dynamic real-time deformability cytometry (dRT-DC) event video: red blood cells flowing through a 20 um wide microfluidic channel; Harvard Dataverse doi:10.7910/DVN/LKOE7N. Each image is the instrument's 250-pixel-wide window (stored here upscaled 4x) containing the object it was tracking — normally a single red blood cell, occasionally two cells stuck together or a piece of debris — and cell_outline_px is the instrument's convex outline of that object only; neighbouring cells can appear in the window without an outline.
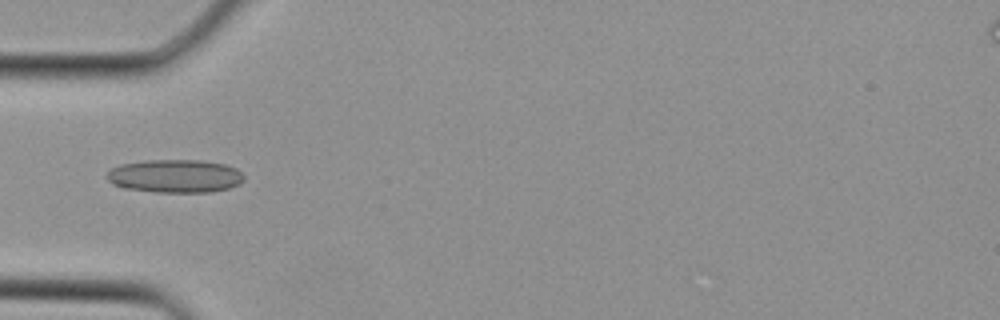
{"species": "Egyptian fruit bat (a non-hibernating species)", "species_latin": "Rousettus aegyptiacus", "temperature_condition": "cold", "stored_images_in_passage": 1, "camera_frame_rate_fps": 3000, "um_per_image_px": 0.085, "animal": {"sex": "female"}, "frame": {"image": 1, "passage_image": 1, "time_ms": 0.0, "image_size_px": [1000, 320], "cell_outline_px": [[244, 180], [240, 184], [228, 188], [208, 192], [156, 192], [124, 188], [112, 184], [108, 180], [108, 172], [112, 168], [120, 164], [144, 160], [200, 160], [224, 164], [236, 168], [244, 176]], "centroid_in_image_um": [14.88, 14.96], "position_along_channel_um": 70.1, "area_um2": 26.53}}